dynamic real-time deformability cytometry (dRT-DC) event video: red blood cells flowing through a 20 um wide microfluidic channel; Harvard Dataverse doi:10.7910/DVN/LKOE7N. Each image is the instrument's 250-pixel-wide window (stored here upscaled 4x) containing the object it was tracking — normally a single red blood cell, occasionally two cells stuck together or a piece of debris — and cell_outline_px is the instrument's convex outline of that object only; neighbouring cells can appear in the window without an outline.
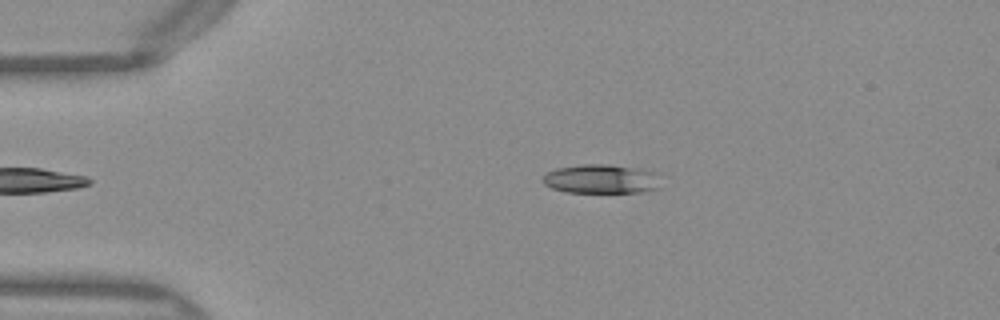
{"species": "Egyptian fruit bat (a non-hibernating species)", "species_latin": "Rousettus aegyptiacus", "temperature_condition": "warm", "stored_images_in_passage": 39, "camera_frame_rate_fps": 3000, "um_per_image_px": 0.085, "frame": {"image": 1, "passage_image": 5, "time_ms": 1.333, "image_size_px": [1000, 320], "cell_outline_px": [[660, 188], [640, 192], [564, 192], [552, 188], [544, 184], [544, 176], [548, 172], [556, 168], [584, 164], [608, 164], [660, 172]], "centroid_in_image_um": [51.17, 15.21], "position_along_channel_um": 33.8, "area_um2": 20.11}}
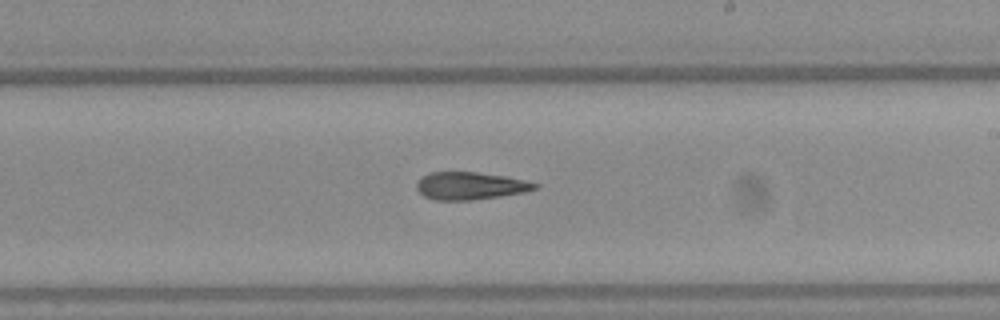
{"frame": {"image": 2, "passage_image": 24, "time_ms": 7.667, "image_size_px": [1000, 320], "cell_outline_px": [[540, 188], [524, 192], [500, 196], [472, 200], [436, 200], [424, 196], [416, 188], [416, 184], [428, 172], [476, 172], [508, 176], [540, 184]], "centroid_in_image_um": [40.01, 15.79], "position_along_channel_um": 249.0, "area_um2": 19.02}}
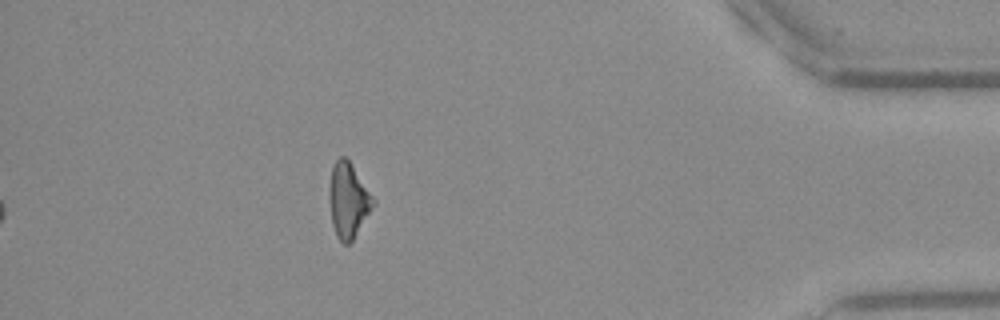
{"frame": {"image": 3, "passage_image": 39, "time_ms": 12.667, "image_size_px": [1000, 320], "cell_outline_px": [[376, 200], [352, 240], [348, 244], [344, 244], [336, 236], [332, 224], [328, 196], [328, 188], [332, 168], [336, 160], [340, 156], [344, 156], [348, 160]], "centroid_in_image_um": [29.56, 17.01], "position_along_channel_um": 405.6, "area_um2": 18.84}, "authors_computed_cell_mechanics": {"area_um2": 19.652, "velocity_mm_per_s": 4.0774, "shape_relaxation_time_tau1_ms": 9.4656, "shape_relaxation_time_tau2_ms": 5.96, "deformation_change_tau1": 0.2342, "deformation_change_tau2": 0.2012}}